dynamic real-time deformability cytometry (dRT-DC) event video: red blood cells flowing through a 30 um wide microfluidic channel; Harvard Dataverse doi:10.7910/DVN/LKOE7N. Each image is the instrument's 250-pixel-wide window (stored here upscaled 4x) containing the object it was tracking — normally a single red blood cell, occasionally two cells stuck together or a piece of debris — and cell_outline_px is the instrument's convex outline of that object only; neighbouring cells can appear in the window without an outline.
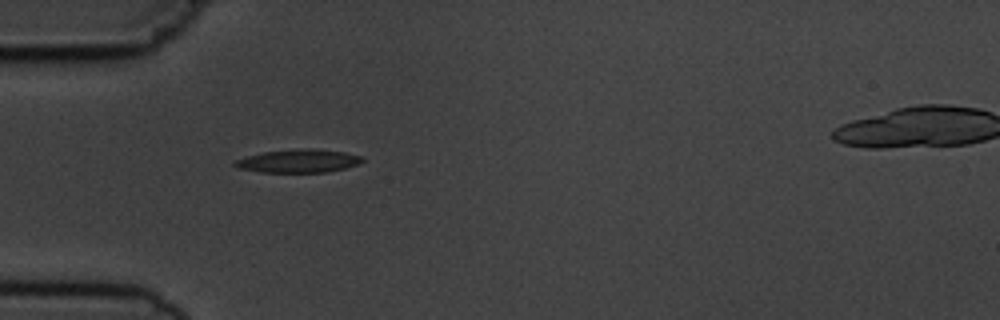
{"species": "common noctule bat (a hibernating species)", "species_latin": "Nyctalus noctula", "temperature_condition": "cold", "stored_images_in_passage": 2, "camera_frame_rate_fps": 3000, "um_per_image_px": 0.085, "animal": {"sex": "male", "body_mass_g": 19.5, "forearm_length_mm": 54.6}, "frame": {"image": 1, "passage_image": 1, "time_ms": 0.0, "image_size_px": [1000, 320], "cell_outline_px": [[364, 160], [356, 164], [344, 168], [324, 172], [260, 172], [240, 168], [232, 164], [236, 160], [248, 156], [264, 152], [304, 148], [312, 148], [344, 152], [360, 156]], "centroid_in_image_um": [25.36, 13.68], "position_along_channel_um": 59.6, "area_um2": 16.88}}
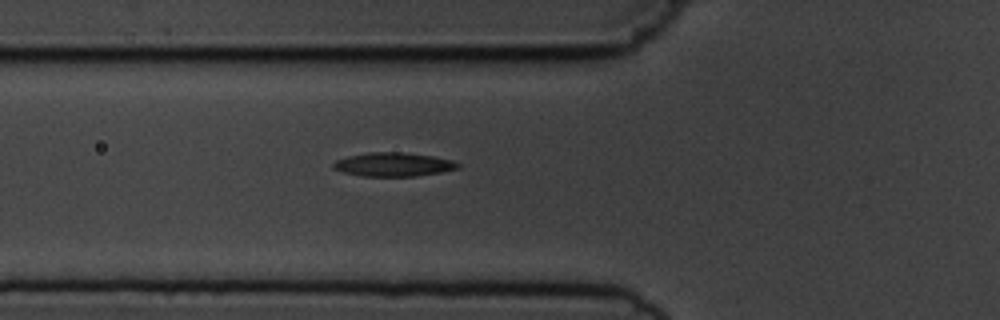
{"frame": {"image": 2, "passage_image": 2, "time_ms": 1.0, "image_size_px": [1000, 320], "cell_outline_px": [[460, 168], [440, 172], [416, 176], [364, 176], [344, 172], [332, 168], [332, 164], [336, 160], [348, 156], [368, 152], [400, 152], [432, 156], [452, 160], [460, 164]], "centroid_in_image_um": [33.43, 13.98], "position_along_channel_um": 92.4, "area_um2": 17.17}}